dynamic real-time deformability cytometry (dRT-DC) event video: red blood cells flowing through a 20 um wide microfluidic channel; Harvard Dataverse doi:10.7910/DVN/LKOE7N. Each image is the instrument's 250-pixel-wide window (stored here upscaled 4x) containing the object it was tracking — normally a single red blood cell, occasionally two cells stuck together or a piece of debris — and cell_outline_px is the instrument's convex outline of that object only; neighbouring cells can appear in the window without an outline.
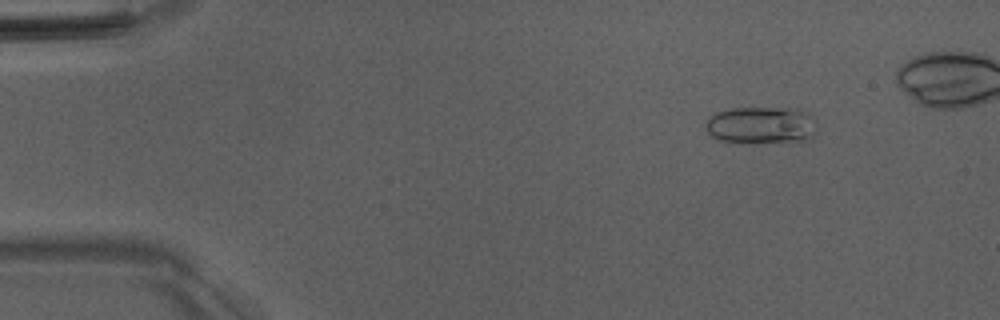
{"species": "Egyptian fruit bat (a non-hibernating species)", "species_latin": "Rousettus aegyptiacus", "temperature_condition": "room temperature", "stored_images_in_passage": 47, "camera_frame_rate_fps": 3000, "um_per_image_px": 0.085, "animal": {"sex": "male"}, "frame": {"image": 1, "passage_image": 7, "time_ms": 2.0, "image_size_px": [1000, 320], "cell_outline_px": [[816, 132], [812, 136], [804, 140], [720, 140], [712, 136], [704, 128], [704, 124], [708, 116], [716, 112], [732, 108], [796, 108], [812, 116], [816, 120]], "centroid_in_image_um": [64.68, 10.57], "position_along_channel_um": 20.3, "area_um2": 23.35}}
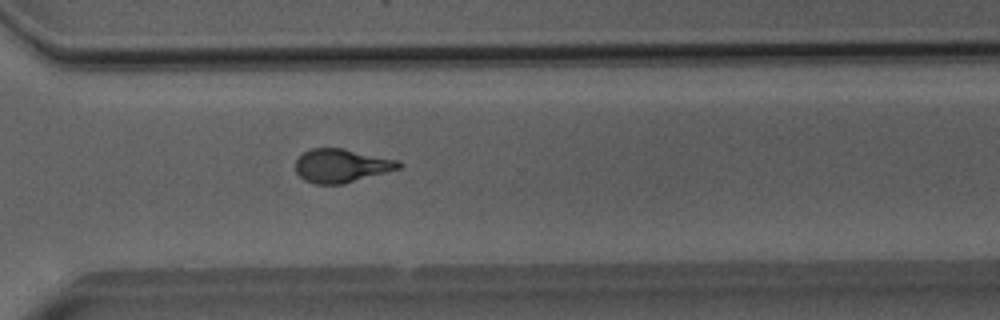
{"frame": {"image": 2, "passage_image": 38, "time_ms": 12.333, "image_size_px": [1000, 320], "cell_outline_px": [[400, 168], [344, 184], [316, 184], [304, 180], [296, 172], [296, 160], [304, 152], [312, 148], [340, 148], [400, 160]], "centroid_in_image_um": [29.01, 14.09], "position_along_channel_um": 341.6, "area_um2": 20.0}}
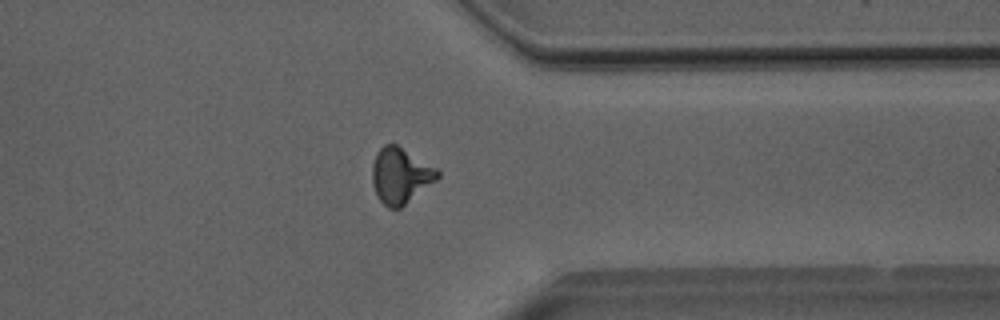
{"frame": {"image": 3, "passage_image": 41, "time_ms": 13.333, "image_size_px": [1000, 320], "cell_outline_px": [[440, 176], [436, 180], [400, 208], [388, 208], [376, 196], [372, 184], [372, 164], [376, 152], [384, 144], [396, 144], [436, 168], [440, 172]], "centroid_in_image_um": [34.0, 14.92], "position_along_channel_um": 377.4, "area_um2": 21.04}}